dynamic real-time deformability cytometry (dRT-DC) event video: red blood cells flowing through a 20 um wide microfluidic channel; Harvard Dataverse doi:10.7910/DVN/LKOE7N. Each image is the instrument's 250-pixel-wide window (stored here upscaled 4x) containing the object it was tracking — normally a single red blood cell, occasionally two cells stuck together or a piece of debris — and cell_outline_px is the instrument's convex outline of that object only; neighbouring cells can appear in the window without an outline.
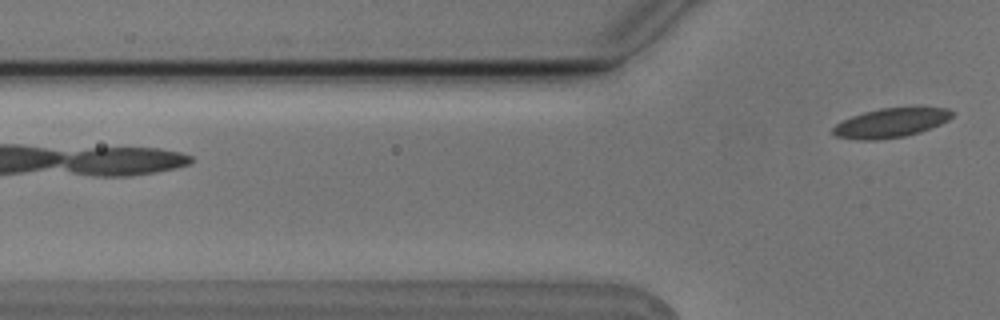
{"species": "Egyptian fruit bat (a non-hibernating species)", "species_latin": "Rousettus aegyptiacus", "temperature_condition": "cold", "stored_images_in_passage": 5, "camera_frame_rate_fps": 3000, "um_per_image_px": 0.085, "animal": {"sex": "male"}, "frame": {"image": 1, "passage_image": 5, "time_ms": 1.333, "image_size_px": [1000, 320], "cell_outline_px": [[952, 116], [948, 120], [940, 124], [920, 132], [904, 136], [876, 140], [856, 140], [836, 136], [832, 132], [832, 128], [836, 124], [852, 116], [864, 112], [880, 108], [948, 108], [952, 112]], "centroid_in_image_um": [75.68, 10.45], "position_along_channel_um": 50.1, "area_um2": 20.06}}